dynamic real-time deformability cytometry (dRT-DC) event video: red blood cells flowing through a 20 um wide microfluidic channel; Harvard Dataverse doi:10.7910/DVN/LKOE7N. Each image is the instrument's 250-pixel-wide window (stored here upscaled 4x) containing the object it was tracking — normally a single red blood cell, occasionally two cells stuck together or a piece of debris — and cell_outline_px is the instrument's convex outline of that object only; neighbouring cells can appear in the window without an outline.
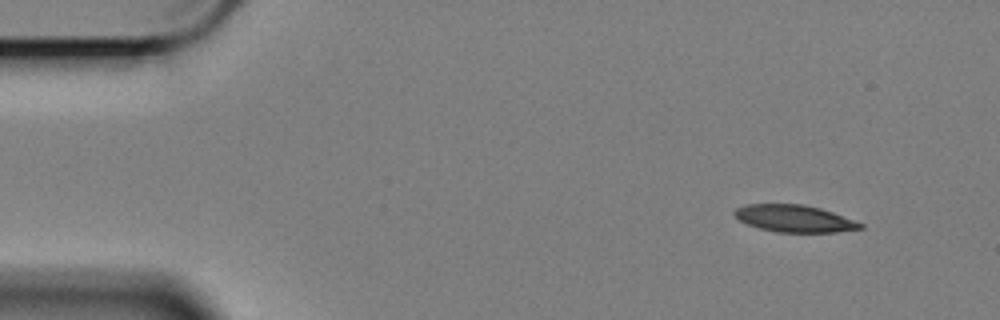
{"species": "Egyptian fruit bat (a non-hibernating species)", "species_latin": "Rousettus aegyptiacus", "temperature_condition": "cold", "stored_images_in_passage": 55, "segment_of_instrument_passage": [1, 2], "camera_frame_rate_fps": 3000, "um_per_image_px": 0.085, "animal": {"sex": "female"}, "frame": {"image": 1, "passage_image": 1, "time_ms": 0.0, "image_size_px": [1000, 320], "cell_outline_px": [[864, 228], [836, 232], [776, 232], [760, 228], [748, 224], [740, 220], [732, 212], [736, 208], [748, 204], [800, 204], [820, 208], [832, 212], [864, 224]], "centroid_in_image_um": [67.53, 18.58], "position_along_channel_um": 17.5, "area_um2": 19.65}}
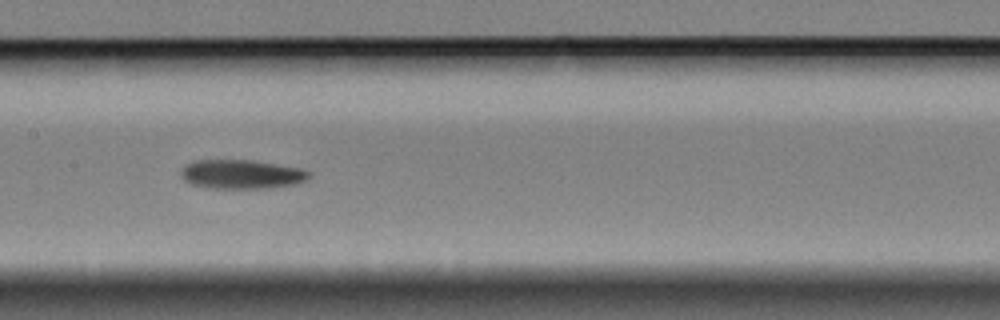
{"frame": {"image": 2, "passage_image": 24, "time_ms": 7.667, "image_size_px": [1000, 320], "cell_outline_px": [[308, 176], [304, 180], [296, 184], [272, 188], [216, 188], [192, 184], [184, 180], [180, 176], [180, 172], [192, 160], [252, 160], [300, 168], [308, 172]], "centroid_in_image_um": [20.51, 14.81], "position_along_channel_um": 186.9, "area_um2": 21.44}}
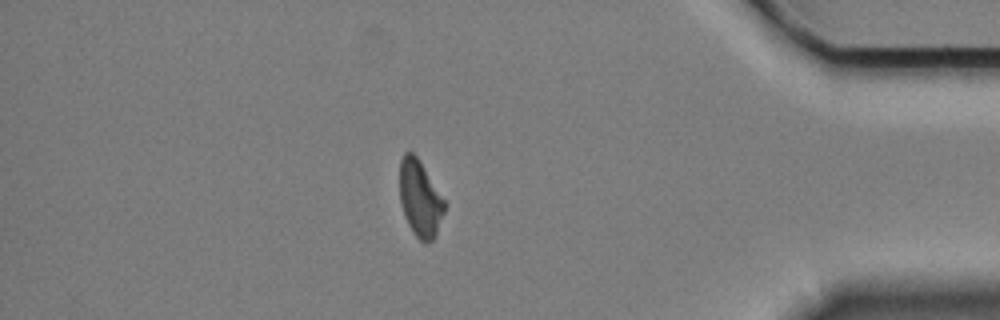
{"frame": {"image": 3, "passage_image": 46, "time_ms": 15.0, "image_size_px": [1000, 320], "cell_outline_px": [[444, 212], [436, 232], [432, 240], [424, 244], [416, 236], [408, 224], [404, 216], [400, 200], [400, 160], [404, 152], [412, 152], [416, 156], [444, 200]], "centroid_in_image_um": [35.67, 16.89], "position_along_channel_um": 399.5, "area_um2": 19.42}}